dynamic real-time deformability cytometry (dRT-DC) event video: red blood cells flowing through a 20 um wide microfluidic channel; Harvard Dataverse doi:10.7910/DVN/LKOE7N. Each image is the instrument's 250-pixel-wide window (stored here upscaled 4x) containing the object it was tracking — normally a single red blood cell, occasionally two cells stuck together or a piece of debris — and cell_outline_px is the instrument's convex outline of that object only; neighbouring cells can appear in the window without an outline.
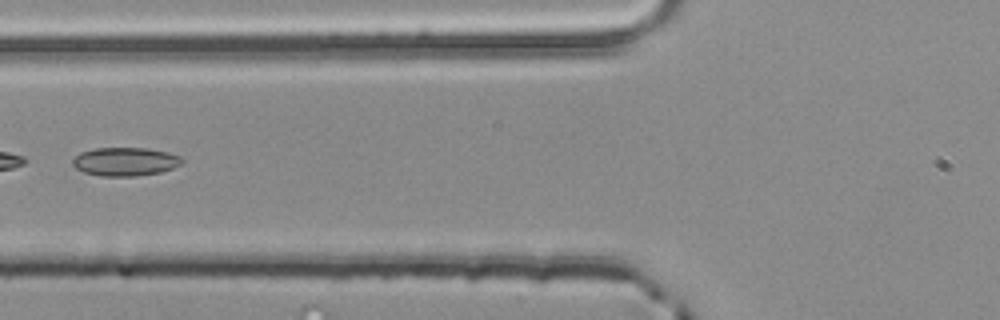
{"species": "common noctule bat (a hibernating species)", "species_latin": "Nyctalus noctula", "temperature_condition": "room temperature", "stored_images_in_passage": 4, "segment_of_instrument_passage": [2, 2], "camera_frame_rate_fps": 3000, "um_per_image_px": 0.085, "animal": {"sex": "male", "body_mass_g": 20.4}, "frame": {"image": 1, "passage_image": 4, "time_ms": 1.0, "image_size_px": [1000, 320], "cell_outline_px": [[184, 160], [180, 164], [172, 168], [160, 172], [136, 176], [100, 176], [84, 172], [76, 168], [72, 164], [72, 160], [80, 152], [96, 148], [148, 148], [168, 152], [180, 156]], "centroid_in_image_um": [10.64, 13.73], "position_along_channel_um": 115.2, "area_um2": 18.15}}